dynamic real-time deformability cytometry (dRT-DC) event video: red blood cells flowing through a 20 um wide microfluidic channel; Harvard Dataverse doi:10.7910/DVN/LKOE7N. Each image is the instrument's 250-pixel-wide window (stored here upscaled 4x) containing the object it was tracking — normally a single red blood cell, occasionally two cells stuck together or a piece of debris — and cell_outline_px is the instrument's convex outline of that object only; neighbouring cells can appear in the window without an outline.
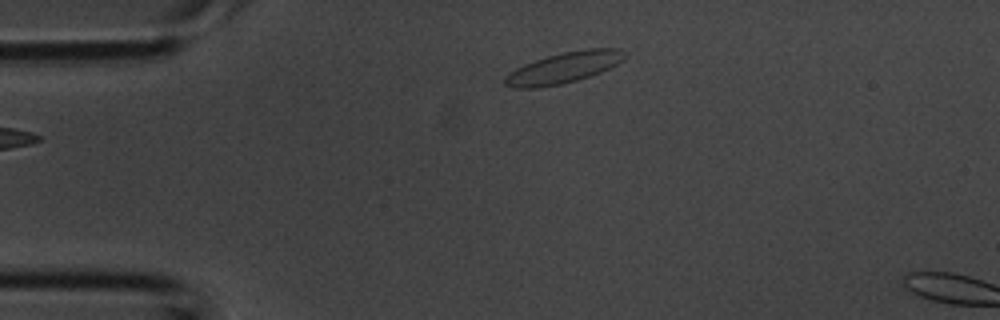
{"species": "common noctule bat (a hibernating species)", "species_latin": "Nyctalus noctula", "temperature_condition": "room temperature", "stored_images_in_passage": 2, "camera_frame_rate_fps": 3000, "um_per_image_px": 0.085, "animal": {"sex": "male", "body_mass_g": 20.1, "forearm_length_mm": 53.5}, "frame": {"image": 1, "passage_image": 1, "time_ms": 0.0, "image_size_px": [1000, 320], "cell_outline_px": [[628, 56], [624, 60], [600, 72], [576, 80], [560, 84], [536, 88], [516, 88], [504, 84], [504, 76], [516, 68], [524, 64], [548, 56], [564, 52], [588, 48], [620, 48], [628, 52]], "centroid_in_image_um": [47.96, 5.74], "position_along_channel_um": 37.0, "area_um2": 21.5}}